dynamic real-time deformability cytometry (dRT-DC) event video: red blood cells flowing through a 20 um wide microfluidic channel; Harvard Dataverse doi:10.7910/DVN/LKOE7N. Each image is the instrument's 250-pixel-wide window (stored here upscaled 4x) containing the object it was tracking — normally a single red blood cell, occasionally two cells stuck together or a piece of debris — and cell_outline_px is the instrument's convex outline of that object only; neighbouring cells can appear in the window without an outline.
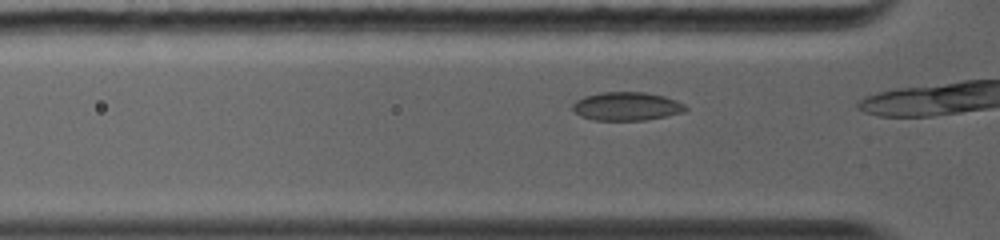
{"species": "common noctule bat (a hibernating species)", "species_latin": "Nyctalus noctula", "temperature_condition": "warm", "stored_images_in_passage": 5, "camera_frame_rate_fps": 5000, "um_per_image_px": 0.085, "animal": {"sex": "female", "body_mass_g": 19.0, "forearm_length_mm": 56.7}, "frame": {"image": 1, "passage_image": 2, "time_ms": 0.4, "image_size_px": [1000, 240], "cell_outline_px": [[688, 108], [684, 112], [644, 120], [592, 120], [580, 116], [572, 108], [572, 104], [576, 100], [584, 96], [600, 92], [644, 92], [664, 96], [676, 100], [684, 104]], "centroid_in_image_um": [53.24, 9.03], "position_along_channel_um": 72.6, "area_um2": 18.73}}